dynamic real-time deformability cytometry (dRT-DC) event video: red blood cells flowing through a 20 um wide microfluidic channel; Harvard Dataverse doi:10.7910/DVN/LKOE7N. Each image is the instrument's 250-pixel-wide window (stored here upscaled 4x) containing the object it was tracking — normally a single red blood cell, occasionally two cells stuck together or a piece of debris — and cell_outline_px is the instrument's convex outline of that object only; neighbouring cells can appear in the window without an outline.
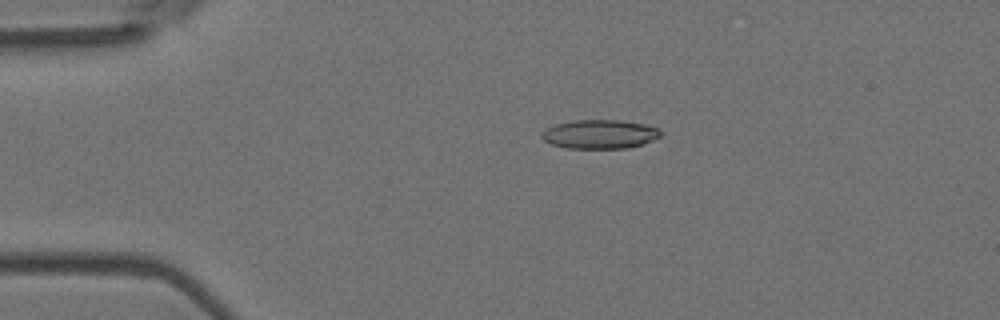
{"species": "Egyptian fruit bat (a non-hibernating species)", "species_latin": "Rousettus aegyptiacus", "temperature_condition": "room temperature", "stored_images_in_passage": 6, "camera_frame_rate_fps": 3000, "um_per_image_px": 0.085, "animal": {"sex": "female"}, "frame": {"image": 1, "passage_image": 3, "time_ms": 0.667, "image_size_px": [1000, 320], "cell_outline_px": [[660, 136], [652, 140], [628, 148], [564, 148], [552, 144], [544, 140], [540, 136], [540, 132], [556, 124], [572, 120], [620, 120], [644, 124], [656, 128], [660, 132]], "centroid_in_image_um": [50.92, 11.4], "position_along_channel_um": 34.1, "area_um2": 19.88}}
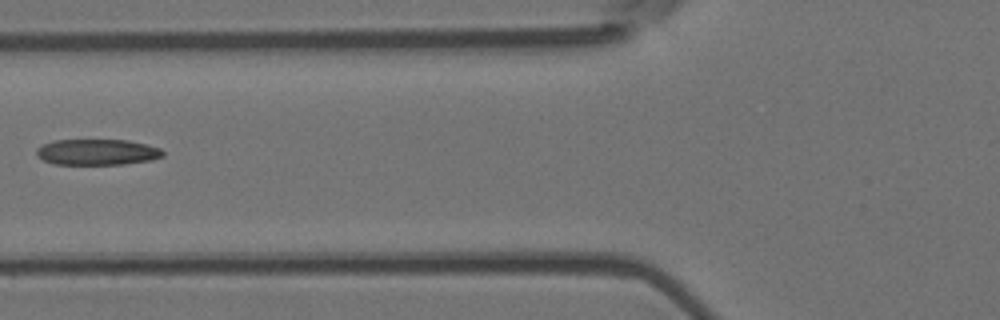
{"frame": {"image": 2, "passage_image": 5, "time_ms": 1.333, "image_size_px": [1000, 320], "cell_outline_px": [[164, 156], [152, 160], [124, 164], [56, 164], [44, 160], [36, 152], [36, 148], [44, 144], [56, 140], [128, 140], [160, 148], [164, 152]], "centroid_in_image_um": [8.3, 12.93], "position_along_channel_um": 117.5, "area_um2": 18.9}}
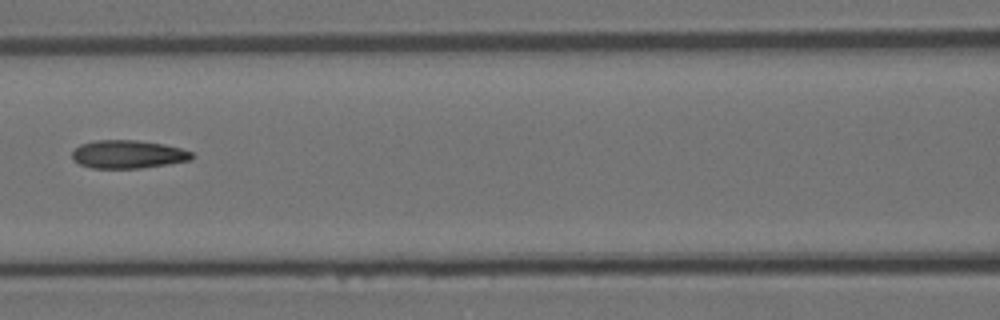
{"frame": {"image": 3, "passage_image": 6, "time_ms": 1.667, "image_size_px": [1000, 320], "cell_outline_px": [[196, 156], [192, 160], [168, 164], [140, 168], [92, 168], [80, 164], [72, 160], [72, 152], [80, 144], [96, 140], [136, 140], [164, 144], [180, 148], [192, 152]], "centroid_in_image_um": [10.9, 13.11], "position_along_channel_um": 155.7, "area_um2": 19.77}}